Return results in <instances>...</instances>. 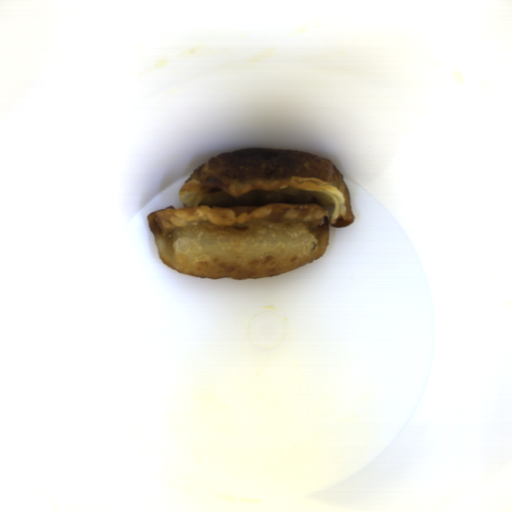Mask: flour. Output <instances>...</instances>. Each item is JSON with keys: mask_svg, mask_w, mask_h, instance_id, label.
<instances>
[{"mask_svg": "<svg viewBox=\"0 0 512 512\" xmlns=\"http://www.w3.org/2000/svg\"><path fill=\"white\" fill-rule=\"evenodd\" d=\"M184 207L151 212L165 265L211 280L282 275L322 257L330 226L355 217L333 161L292 150L242 148L205 161L186 180Z\"/></svg>", "mask_w": 512, "mask_h": 512, "instance_id": "1", "label": "flour"}]
</instances>
